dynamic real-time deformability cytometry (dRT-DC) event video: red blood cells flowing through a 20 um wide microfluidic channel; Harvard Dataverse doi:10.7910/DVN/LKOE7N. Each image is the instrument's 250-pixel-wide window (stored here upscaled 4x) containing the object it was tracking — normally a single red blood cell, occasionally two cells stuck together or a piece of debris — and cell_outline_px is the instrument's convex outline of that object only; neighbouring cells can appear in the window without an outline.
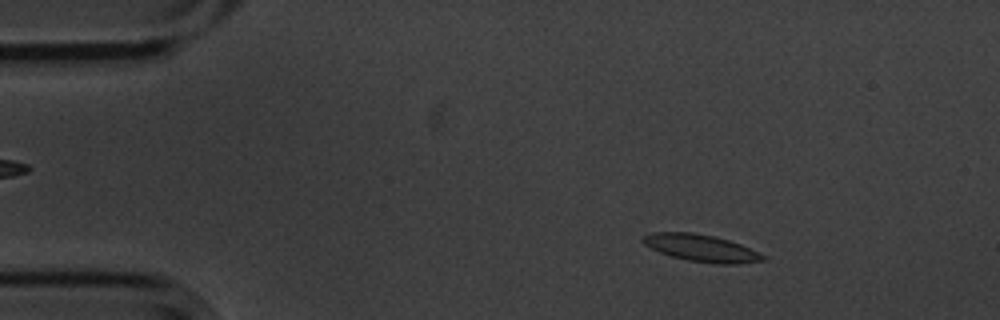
{"species": "common noctule bat (a hibernating species)", "species_latin": "Nyctalus noctula", "temperature_condition": "cold", "stored_images_in_passage": 56, "camera_frame_rate_fps": 3000, "um_per_image_px": 0.085, "animal": {"sex": "male", "body_mass_g": 20.1, "forearm_length_mm": 53.5}, "frame": {"image": 1, "passage_image": 8, "time_ms": 2.333, "image_size_px": [1000, 320], "cell_outline_px": [[768, 260], [736, 264], [716, 264], [688, 260], [672, 256], [660, 252], [644, 244], [640, 240], [644, 236], [652, 232], [692, 232], [716, 236], [740, 244], [764, 256]], "centroid_in_image_um": [59.59, 21.08], "position_along_channel_um": 25.4, "area_um2": 18.79}}
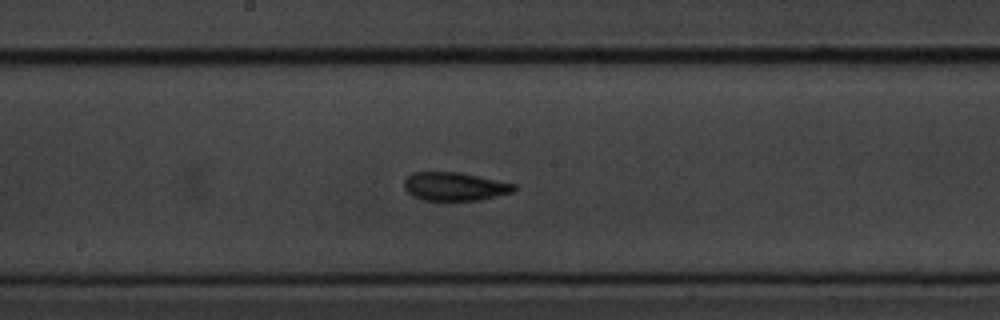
{"frame": {"image": 2, "passage_image": 29, "time_ms": 9.333, "image_size_px": [1000, 320], "cell_outline_px": [[516, 188], [512, 192], [480, 200], [424, 200], [412, 196], [404, 188], [404, 180], [412, 172], [460, 172], [516, 184]], "centroid_in_image_um": [38.63, 15.84], "position_along_channel_um": 209.6, "area_um2": 18.15}}
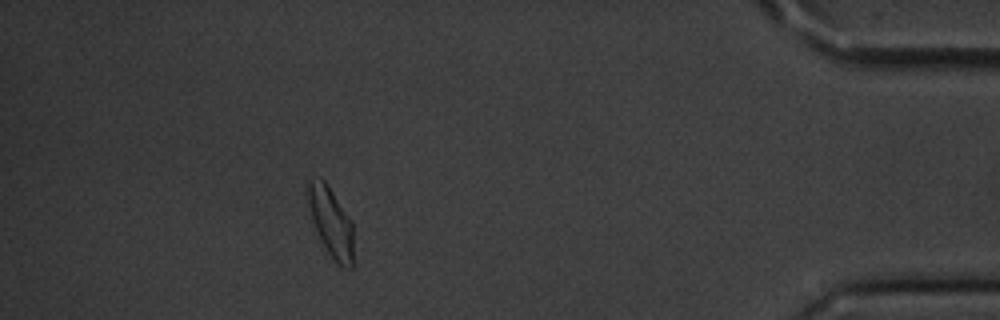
{"frame": {"image": 3, "passage_image": 50, "time_ms": 16.333, "image_size_px": [1000, 320], "cell_outline_px": [[352, 268], [344, 268], [336, 264], [328, 252], [312, 220], [308, 204], [308, 180], [320, 176], [324, 180], [352, 220]], "centroid_in_image_um": [28.14, 18.86], "position_along_channel_um": 407.1, "area_um2": 18.15}, "authors_computed_cell_mechanics": {"area_um2": 18.2937, "velocity_mm_per_s": 3.5479, "shape_relaxation_time_tau1_ms": 5.1233, "shape_relaxation_time_tau2_ms": 2.7372, "deformation_change_tau1": 0.1271, "deformation_change_tau2": 0.0878}}